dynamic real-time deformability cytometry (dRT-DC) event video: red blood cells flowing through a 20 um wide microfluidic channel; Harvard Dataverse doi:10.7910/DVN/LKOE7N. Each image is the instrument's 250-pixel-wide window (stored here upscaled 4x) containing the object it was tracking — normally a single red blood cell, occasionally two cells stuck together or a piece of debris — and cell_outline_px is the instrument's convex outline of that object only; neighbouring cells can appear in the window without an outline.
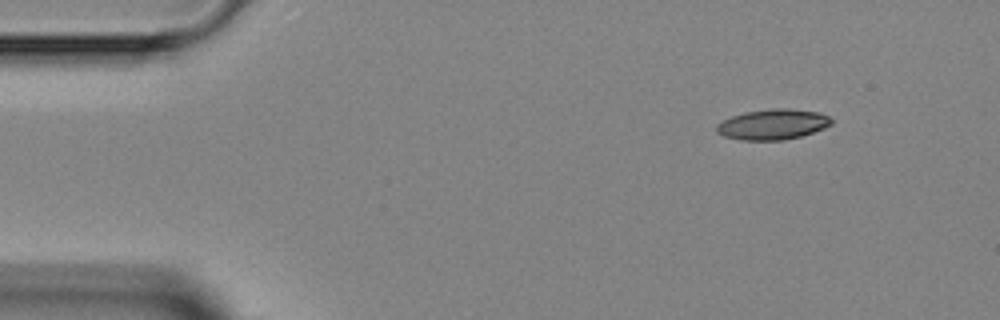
{"species": "Egyptian fruit bat (a non-hibernating species)", "species_latin": "Rousettus aegyptiacus", "temperature_condition": "room temperature", "stored_images_in_passage": 3, "camera_frame_rate_fps": 3000, "um_per_image_px": 0.085, "animal": {"sex": "female"}, "frame": {"image": 1, "passage_image": 1, "time_ms": 0.0, "image_size_px": [1000, 320], "cell_outline_px": [[832, 124], [824, 128], [800, 136], [784, 140], [740, 140], [724, 136], [716, 132], [716, 124], [732, 116], [744, 112], [772, 108], [788, 108], [820, 112], [828, 116], [832, 120]], "centroid_in_image_um": [65.68, 10.56], "position_along_channel_um": 19.3, "area_um2": 20.4}}